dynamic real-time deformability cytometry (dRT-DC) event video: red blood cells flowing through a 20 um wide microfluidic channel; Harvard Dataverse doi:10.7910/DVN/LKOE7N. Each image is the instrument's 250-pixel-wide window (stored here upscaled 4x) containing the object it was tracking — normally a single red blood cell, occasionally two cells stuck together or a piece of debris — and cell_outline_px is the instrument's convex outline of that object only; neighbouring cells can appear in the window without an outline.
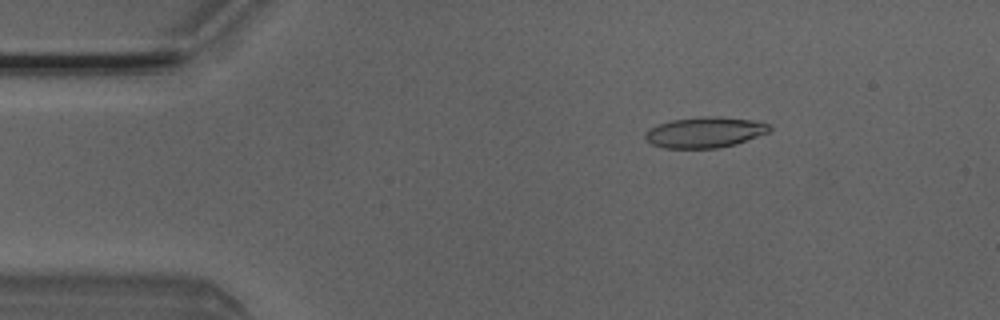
{"species": "Egyptian fruit bat (a non-hibernating species)", "species_latin": "Rousettus aegyptiacus", "temperature_condition": "room temperature", "stored_images_in_passage": 5, "camera_frame_rate_fps": 3000, "um_per_image_px": 0.085, "animal": {"sex": "male"}, "frame": {"image": 1, "passage_image": 3, "time_ms": 0.667, "image_size_px": [1000, 320], "cell_outline_px": [[772, 128], [768, 132], [736, 144], [716, 148], [664, 148], [652, 144], [644, 140], [644, 132], [660, 124], [672, 120], [712, 116], [720, 116], [752, 120], [768, 124]], "centroid_in_image_um": [59.9, 11.25], "position_along_channel_um": 25.1, "area_um2": 22.02}}